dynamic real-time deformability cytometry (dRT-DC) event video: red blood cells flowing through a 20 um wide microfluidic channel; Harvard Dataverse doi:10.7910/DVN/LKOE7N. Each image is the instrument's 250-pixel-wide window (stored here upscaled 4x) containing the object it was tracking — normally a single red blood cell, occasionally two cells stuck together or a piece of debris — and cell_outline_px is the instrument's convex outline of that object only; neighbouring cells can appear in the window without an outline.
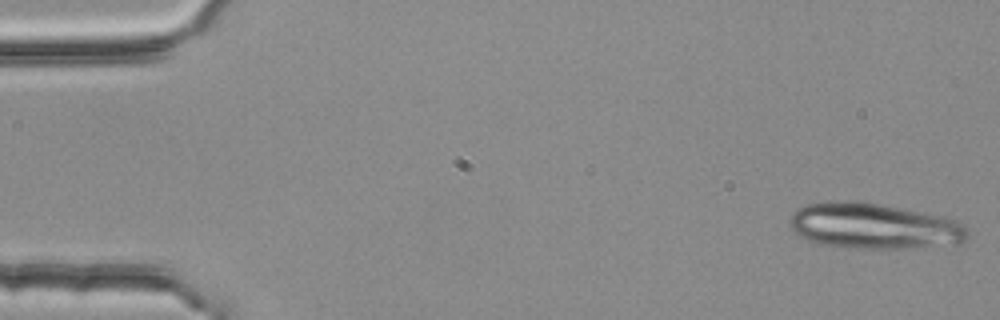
{"species": "common noctule bat (a hibernating species)", "species_latin": "Nyctalus noctula", "temperature_condition": "room temperature", "stored_images_in_passage": 53, "segment_of_instrument_passage": [1, 2], "camera_frame_rate_fps": 3000, "um_per_image_px": 0.085, "animal": {"sex": "female", "body_mass_g": 25.1}, "frame": {"image": 1, "passage_image": 1, "time_ms": 0.0, "image_size_px": [1000, 320], "cell_outline_px": [[968, 236], [960, 244], [908, 248], [864, 248], [824, 244], [808, 240], [800, 236], [788, 224], [788, 220], [792, 212], [804, 204], [824, 200], [860, 200], [940, 216], [956, 220], [964, 224], [968, 232]], "centroid_in_image_um": [74.25, 19.19], "position_along_channel_um": 10.8, "area_um2": 47.57}}